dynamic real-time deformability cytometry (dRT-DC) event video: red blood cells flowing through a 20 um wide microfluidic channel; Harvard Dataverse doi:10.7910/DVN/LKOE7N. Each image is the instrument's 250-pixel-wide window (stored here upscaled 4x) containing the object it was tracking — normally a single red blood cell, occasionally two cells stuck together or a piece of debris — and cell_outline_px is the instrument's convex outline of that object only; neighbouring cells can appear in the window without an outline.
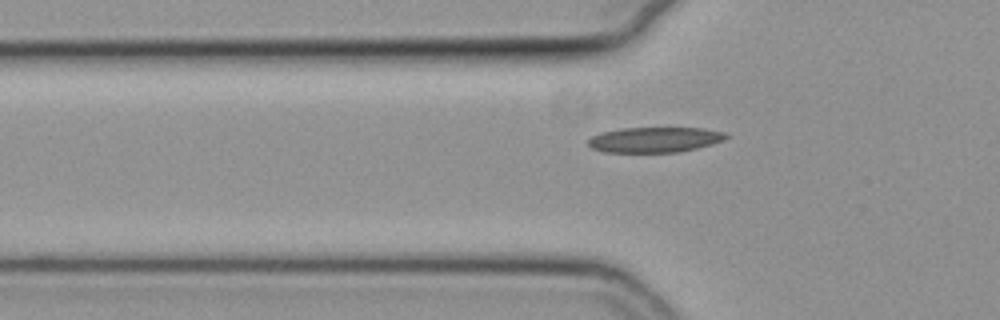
{"species": "common noctule bat (a hibernating species)", "species_latin": "Nyctalus noctula", "temperature_condition": "cold", "stored_images_in_passage": 42, "camera_frame_rate_fps": 3000, "um_per_image_px": 0.085, "animal": {"sex": "female", "body_mass_g": 19.3, "forearm_length_mm": 54.1}, "frame": {"image": 1, "passage_image": 11, "time_ms": 3.333, "image_size_px": [1000, 320], "cell_outline_px": [[728, 136], [724, 140], [712, 144], [696, 148], [676, 152], [604, 152], [592, 148], [588, 144], [588, 140], [592, 136], [600, 132], [624, 128], [704, 128], [724, 132]], "centroid_in_image_um": [55.64, 11.87], "position_along_channel_um": 70.2, "area_um2": 20.23}}
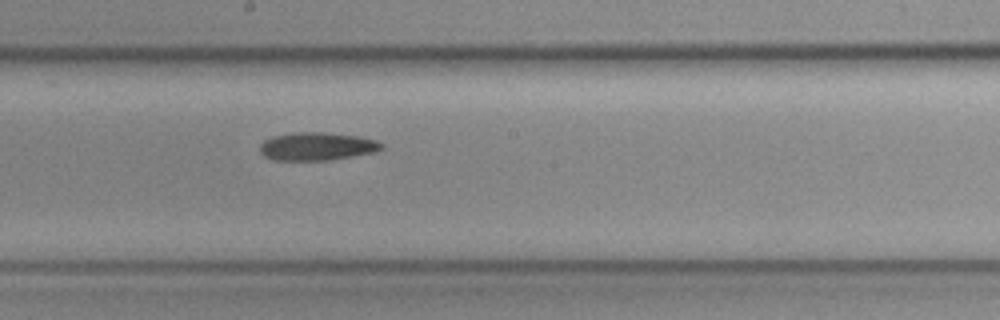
{"frame": {"image": 2, "passage_image": 23, "time_ms": 7.333, "image_size_px": [1000, 320], "cell_outline_px": [[384, 148], [372, 152], [328, 160], [272, 160], [264, 156], [260, 152], [260, 144], [264, 140], [272, 136], [296, 132], [320, 132], [356, 136], [376, 140], [384, 144]], "centroid_in_image_um": [26.89, 12.44], "position_along_channel_um": 221.3, "area_um2": 19.71}}
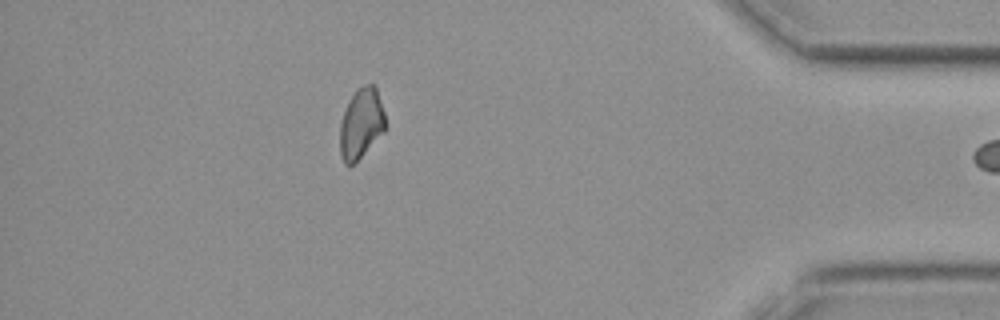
{"frame": {"image": 3, "passage_image": 41, "time_ms": 13.333, "image_size_px": [1000, 320], "cell_outline_px": [[384, 132], [352, 164], [344, 164], [340, 156], [340, 124], [348, 100], [356, 88], [364, 84], [376, 84], [384, 112]], "centroid_in_image_um": [30.68, 10.43], "position_along_channel_um": 404.5, "area_um2": 18.5}}